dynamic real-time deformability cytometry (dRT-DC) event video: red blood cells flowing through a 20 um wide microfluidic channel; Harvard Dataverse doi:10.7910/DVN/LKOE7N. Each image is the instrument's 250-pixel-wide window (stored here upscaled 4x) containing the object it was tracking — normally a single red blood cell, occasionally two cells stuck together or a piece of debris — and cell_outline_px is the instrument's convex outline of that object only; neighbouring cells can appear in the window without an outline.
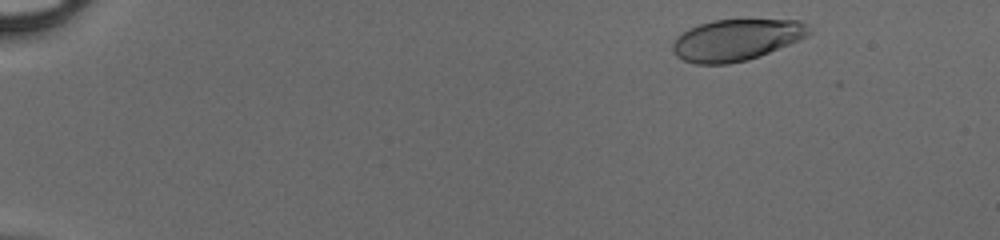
{"species": "human", "species_latin": "Homo sapiens", "temperature_condition": "cold", "stored_images_in_passage": 46, "camera_frame_rate_fps": 3000, "um_per_image_px": 0.085, "donor": {"sex": "male"}, "frame": {"image": 1, "passage_image": 3, "time_ms": 0.667, "image_size_px": [1000, 240], "cell_outline_px": [[812, 32], [808, 36], [800, 40], [760, 56], [748, 60], [728, 64], [696, 64], [684, 60], [676, 56], [672, 52], [672, 44], [676, 36], [688, 28], [712, 20], [800, 20], [808, 24]], "centroid_in_image_um": [62.59, 3.39], "position_along_channel_um": 22.4, "area_um2": 33.23}}
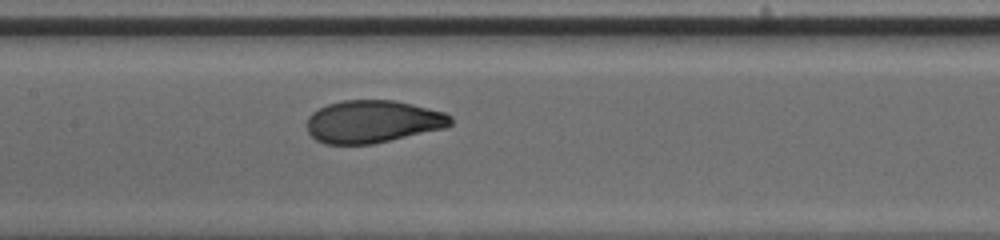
{"frame": {"image": 2, "passage_image": 23, "time_ms": 7.333, "image_size_px": [1000, 240], "cell_outline_px": [[452, 124], [444, 128], [372, 144], [324, 144], [316, 140], [308, 132], [308, 116], [312, 112], [328, 104], [344, 100], [396, 100], [444, 112], [452, 116]], "centroid_in_image_um": [31.68, 10.33], "position_along_channel_um": 175.7, "area_um2": 35.55}}
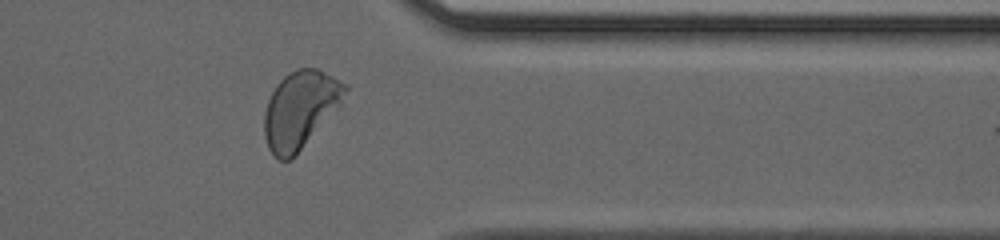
{"frame": {"image": 3, "passage_image": 38, "time_ms": 12.333, "image_size_px": [1000, 240], "cell_outline_px": [[348, 88], [340, 104], [296, 156], [292, 160], [280, 160], [272, 156], [268, 148], [264, 136], [264, 112], [268, 100], [276, 84], [284, 76], [300, 68], [316, 68], [348, 84]], "centroid_in_image_um": [25.49, 9.34], "position_along_channel_um": 385.9, "area_um2": 36.18}}